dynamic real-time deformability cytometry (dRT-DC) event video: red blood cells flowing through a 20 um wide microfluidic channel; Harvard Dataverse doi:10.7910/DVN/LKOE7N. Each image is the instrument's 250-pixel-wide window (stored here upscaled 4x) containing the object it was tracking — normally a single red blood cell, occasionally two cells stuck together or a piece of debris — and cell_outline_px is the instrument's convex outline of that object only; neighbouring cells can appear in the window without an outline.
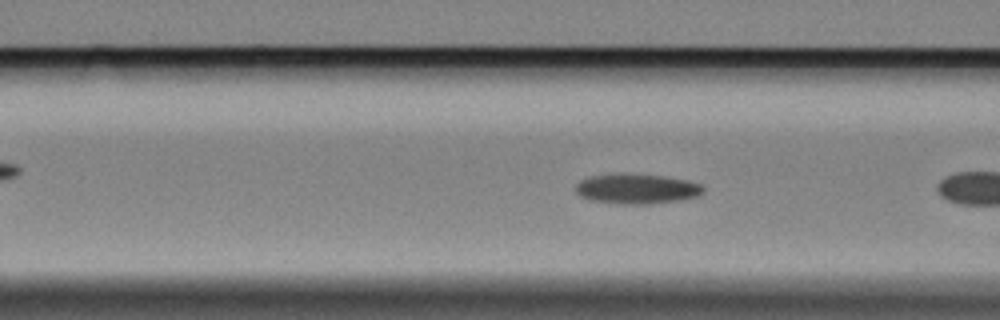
{"species": "Egyptian fruit bat (a non-hibernating species)", "species_latin": "Rousettus aegyptiacus", "temperature_condition": "cold", "stored_images_in_passage": 7, "camera_frame_rate_fps": 3000, "um_per_image_px": 0.085, "animal": {"sex": "female"}, "frame": {"image": 1, "passage_image": 6, "time_ms": 1.667, "image_size_px": [1000, 320], "cell_outline_px": [[704, 192], [700, 196], [680, 200], [648, 204], [624, 204], [588, 200], [580, 196], [576, 192], [576, 184], [580, 180], [592, 176], [664, 176], [688, 180], [700, 184], [704, 188]], "centroid_in_image_um": [54.17, 16.09], "position_along_channel_um": 112.4, "area_um2": 21.62}}